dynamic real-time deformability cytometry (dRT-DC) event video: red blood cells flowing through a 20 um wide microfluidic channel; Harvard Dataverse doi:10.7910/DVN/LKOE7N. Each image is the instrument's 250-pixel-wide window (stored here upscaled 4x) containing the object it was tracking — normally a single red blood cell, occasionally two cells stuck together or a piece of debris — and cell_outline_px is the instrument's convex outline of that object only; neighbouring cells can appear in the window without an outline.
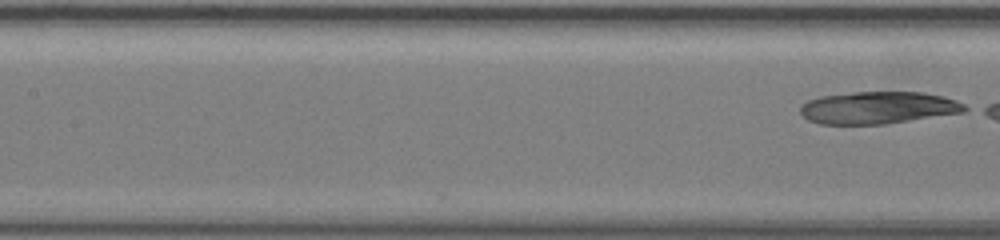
{"species": "common noctule bat (a hibernating species)", "species_latin": "Nyctalus noctula", "temperature_condition": "warm", "stored_images_in_passage": 7, "camera_frame_rate_fps": 3000, "um_per_image_px": 0.085, "animal": {"sex": "female", "body_mass_g": 19.5, "forearm_length_mm": 54.1}, "frame": {"image": 1, "passage_image": 7, "time_ms": 2.0, "image_size_px": [1000, 240], "cell_outline_px": [[972, 108], [964, 112], [884, 124], [820, 124], [808, 120], [800, 112], [800, 104], [808, 100], [820, 96], [852, 92], [924, 92], [944, 96], [956, 100]], "centroid_in_image_um": [74.65, 9.15], "position_along_channel_um": 132.7, "area_um2": 31.1}}